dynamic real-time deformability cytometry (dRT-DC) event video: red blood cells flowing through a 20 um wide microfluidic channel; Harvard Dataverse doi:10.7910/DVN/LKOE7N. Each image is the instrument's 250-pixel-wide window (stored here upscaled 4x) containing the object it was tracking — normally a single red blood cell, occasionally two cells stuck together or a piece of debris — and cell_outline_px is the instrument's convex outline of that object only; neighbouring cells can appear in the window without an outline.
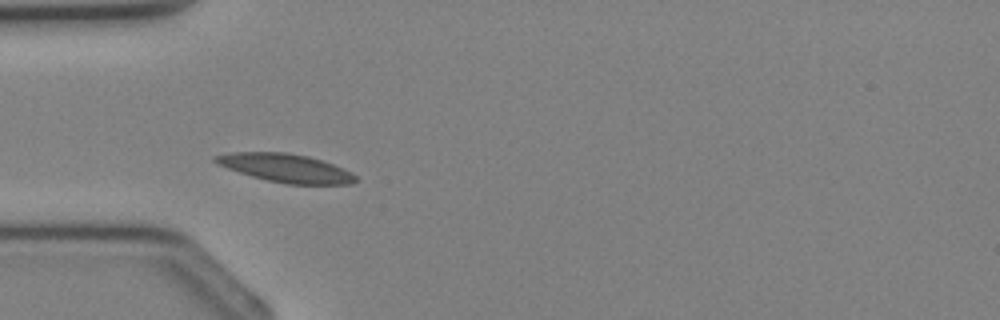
{"species": "Egyptian fruit bat (a non-hibernating species)", "species_latin": "Rousettus aegyptiacus", "temperature_condition": "cold", "stored_images_in_passage": 26, "camera_frame_rate_fps": 3000, "um_per_image_px": 0.085, "animal": {"sex": "female"}, "frame": {"image": 1, "passage_image": 3, "time_ms": 0.667, "image_size_px": [1000, 320], "cell_outline_px": [[360, 180], [352, 184], [288, 184], [268, 180], [252, 176], [216, 164], [212, 160], [212, 156], [232, 152], [284, 152], [308, 156], [332, 164], [352, 172]], "centroid_in_image_um": [24.29, 14.28], "position_along_channel_um": 60.7, "area_um2": 23.12}}